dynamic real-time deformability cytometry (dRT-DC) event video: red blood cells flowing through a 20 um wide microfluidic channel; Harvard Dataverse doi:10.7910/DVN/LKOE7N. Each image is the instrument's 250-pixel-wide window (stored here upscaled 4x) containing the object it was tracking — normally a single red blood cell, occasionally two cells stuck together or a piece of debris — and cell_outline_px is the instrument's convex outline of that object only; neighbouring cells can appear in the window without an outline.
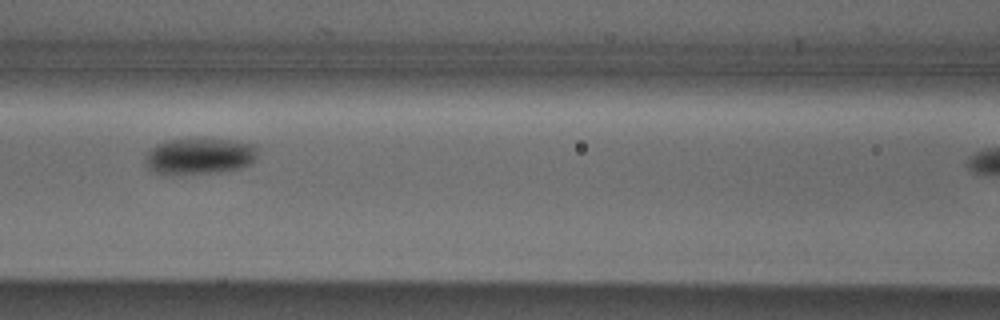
{"species": "Egyptian fruit bat (a non-hibernating species)", "species_latin": "Rousettus aegyptiacus", "temperature_condition": "cold", "stored_images_in_passage": 8, "segment_of_instrument_passage": [1, 2], "camera_frame_rate_fps": 3000, "um_per_image_px": 0.085, "animal": {"sex": "male"}, "frame": {"image": 1, "passage_image": 5, "time_ms": 1.333, "image_size_px": [1000, 320], "cell_outline_px": [[256, 160], [240, 168], [220, 172], [152, 172], [144, 164], [144, 156], [156, 144], [168, 140], [236, 140], [256, 144]], "centroid_in_image_um": [16.98, 13.25], "position_along_channel_um": 149.6, "area_um2": 23.12}}
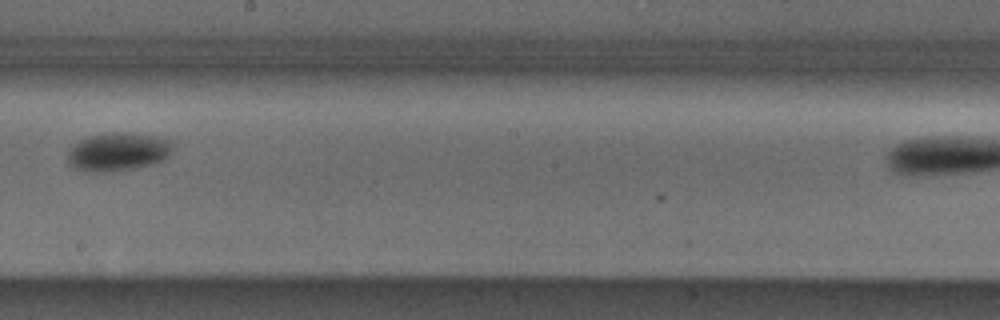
{"frame": {"image": 2, "passage_image": 7, "time_ms": 2.0, "image_size_px": [1000, 320], "cell_outline_px": [[172, 148], [168, 156], [164, 160], [152, 164], [136, 168], [112, 172], [80, 172], [72, 168], [68, 164], [68, 152], [80, 140], [92, 136], [112, 132], [132, 132], [156, 136], [172, 140]], "centroid_in_image_um": [10.03, 12.92], "position_along_channel_um": 238.2, "area_um2": 23.81}}